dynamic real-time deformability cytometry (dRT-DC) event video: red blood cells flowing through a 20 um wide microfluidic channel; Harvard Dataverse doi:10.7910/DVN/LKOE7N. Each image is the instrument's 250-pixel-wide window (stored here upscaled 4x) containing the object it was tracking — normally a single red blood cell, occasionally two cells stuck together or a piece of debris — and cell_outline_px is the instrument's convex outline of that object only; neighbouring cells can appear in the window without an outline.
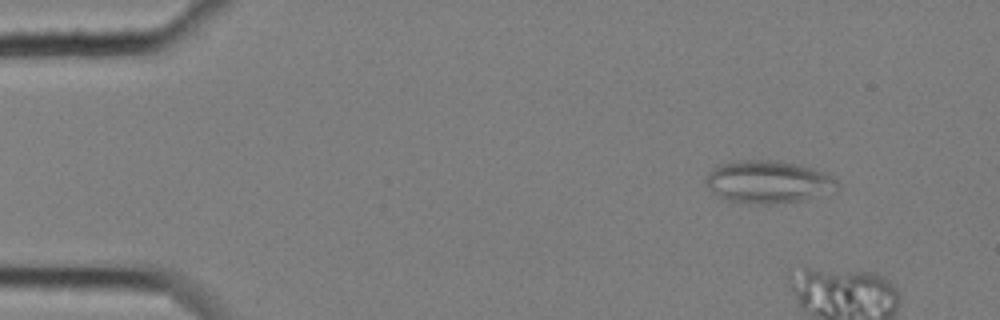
{"species": "common noctule bat (a hibernating species)", "species_latin": "Nyctalus noctula", "temperature_condition": "cold", "stored_images_in_passage": 4, "camera_frame_rate_fps": 3000, "um_per_image_px": 0.085, "animal": {"sex": "female", "body_mass_g": 25.1}, "frame": {"image": 1, "passage_image": 2, "time_ms": 0.333, "image_size_px": [1000, 320], "cell_outline_px": [[836, 192], [800, 200], [768, 204], [764, 204], [728, 200], [712, 192], [704, 184], [704, 180], [720, 164], [732, 160], [780, 160], [812, 168], [824, 172], [832, 176], [836, 180]], "centroid_in_image_um": [65.31, 15.44], "position_along_channel_um": 19.7, "area_um2": 32.37}}